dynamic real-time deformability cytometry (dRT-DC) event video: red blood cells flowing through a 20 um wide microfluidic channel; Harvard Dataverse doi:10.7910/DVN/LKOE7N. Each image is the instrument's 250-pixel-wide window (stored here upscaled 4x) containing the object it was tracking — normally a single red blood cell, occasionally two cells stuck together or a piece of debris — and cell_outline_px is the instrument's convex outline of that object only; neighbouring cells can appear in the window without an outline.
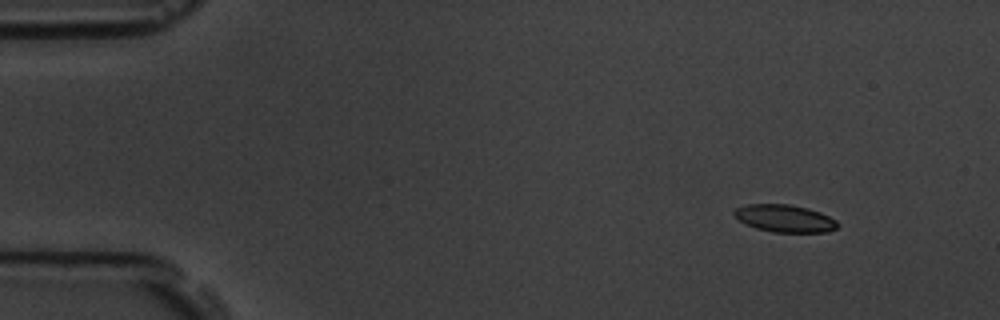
{"species": "common noctule bat (a hibernating species)", "species_latin": "Nyctalus noctula", "temperature_condition": "room temperature", "stored_images_in_passage": 3, "camera_frame_rate_fps": 3000, "um_per_image_px": 0.085, "animal": {"sex": "male", "body_mass_g": 19.5, "forearm_length_mm": 54.6}, "frame": {"image": 1, "passage_image": 1, "time_ms": 0.0, "image_size_px": [1000, 320], "cell_outline_px": [[840, 224], [836, 228], [828, 232], [772, 232], [756, 228], [740, 220], [732, 212], [736, 208], [748, 204], [788, 204], [808, 208], [820, 212], [836, 220]], "centroid_in_image_um": [66.73, 18.56], "position_along_channel_um": 18.3, "area_um2": 16.42}}
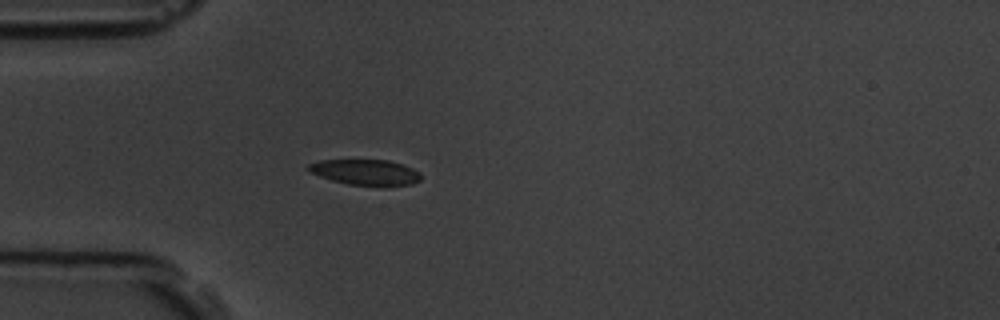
{"frame": {"image": 2, "passage_image": 3, "time_ms": 3.333, "image_size_px": [1000, 320], "cell_outline_px": [[420, 180], [412, 184], [388, 188], [384, 188], [348, 184], [332, 180], [308, 172], [304, 168], [308, 164], [320, 160], [388, 160], [412, 168], [420, 172]], "centroid_in_image_um": [31.07, 14.67], "position_along_channel_um": 53.9, "area_um2": 17.34}}